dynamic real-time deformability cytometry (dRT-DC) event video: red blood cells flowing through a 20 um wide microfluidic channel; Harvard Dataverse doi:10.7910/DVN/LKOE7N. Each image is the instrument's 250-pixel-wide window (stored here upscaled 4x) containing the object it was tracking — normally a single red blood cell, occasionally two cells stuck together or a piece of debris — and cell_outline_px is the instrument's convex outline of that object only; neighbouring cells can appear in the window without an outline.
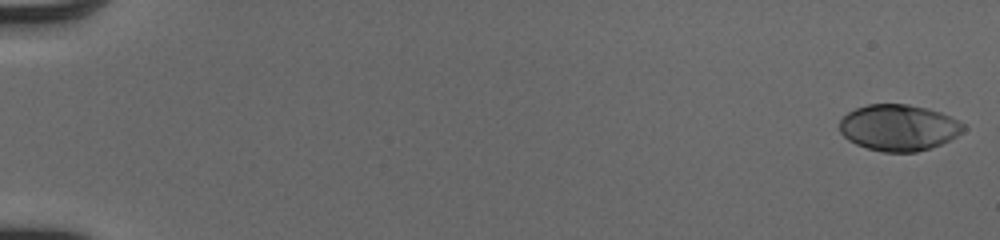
{"species": "human", "species_latin": "Homo sapiens", "temperature_condition": "cold", "stored_images_in_passage": 52, "camera_frame_rate_fps": 3000, "um_per_image_px": 0.085, "donor": {"sex": "male"}, "frame": {"image": 1, "passage_image": 1, "time_ms": 0.0, "image_size_px": [1000, 240], "cell_outline_px": [[968, 128], [956, 136], [932, 148], [916, 152], [884, 152], [868, 148], [856, 144], [848, 140], [840, 132], [840, 120], [848, 112], [856, 108], [868, 104], [908, 104], [928, 108], [940, 112], [964, 124]], "centroid_in_image_um": [76.39, 10.85], "position_along_channel_um": 8.6, "area_um2": 33.35}}
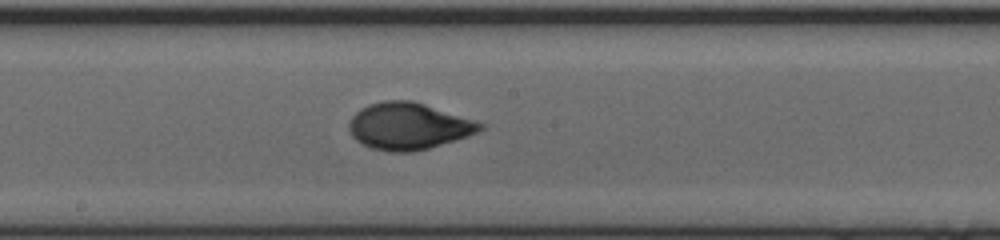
{"frame": {"image": 2, "passage_image": 30, "time_ms": 9.667, "image_size_px": [1000, 240], "cell_outline_px": [[484, 128], [468, 136], [456, 140], [428, 148], [412, 152], [388, 152], [372, 148], [356, 140], [352, 136], [348, 128], [348, 124], [352, 116], [360, 108], [368, 104], [384, 100], [412, 100], [484, 124]], "centroid_in_image_um": [34.67, 10.72], "position_along_channel_um": 213.5, "area_um2": 35.49}}
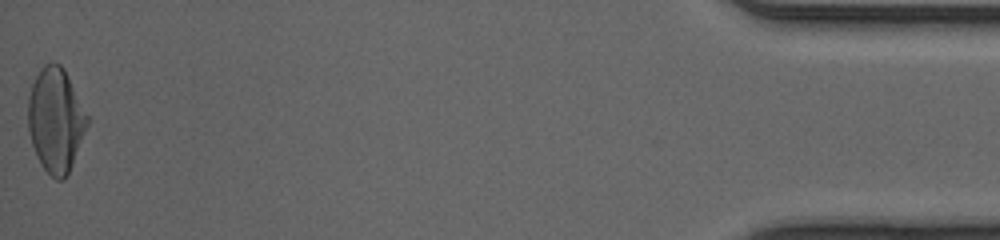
{"frame": {"image": 3, "passage_image": 52, "time_ms": 17.0, "image_size_px": [1000, 240], "cell_outline_px": [[88, 124], [68, 172], [64, 180], [56, 180], [40, 164], [36, 156], [32, 144], [28, 128], [28, 96], [32, 84], [40, 68], [44, 64], [60, 64], [64, 68], [88, 116]], "centroid_in_image_um": [4.71, 10.2], "position_along_channel_um": 430.5, "area_um2": 35.49}, "authors_computed_cell_mechanics": {"area_um2": 34.391, "velocity_mm_per_s": 4.1265, "shape_relaxation_time_tau1_ms": 4.1016, "shape_relaxation_time_tau2_ms": null, "deformation_change_tau1": 0.1917, "deformation_change_tau2": null}}